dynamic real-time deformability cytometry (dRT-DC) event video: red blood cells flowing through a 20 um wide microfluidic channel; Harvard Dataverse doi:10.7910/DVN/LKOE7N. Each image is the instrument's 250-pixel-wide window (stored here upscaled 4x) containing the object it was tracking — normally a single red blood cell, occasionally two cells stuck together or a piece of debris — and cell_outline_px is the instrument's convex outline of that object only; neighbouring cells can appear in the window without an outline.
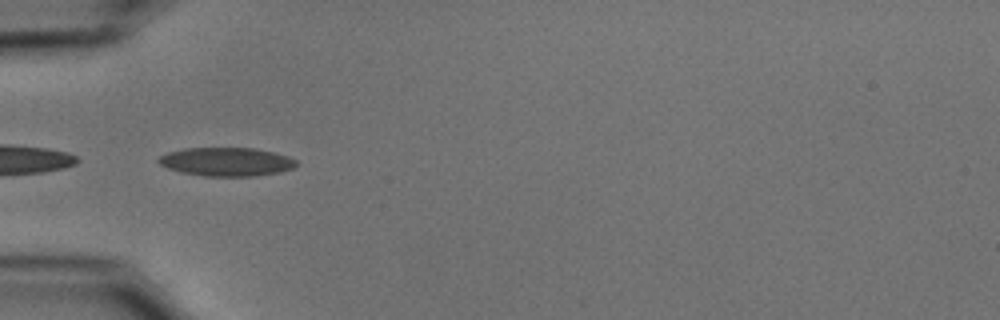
{"species": "common noctule bat (a hibernating species)", "species_latin": "Nyctalus noctula", "temperature_condition": "cold", "stored_images_in_passage": 18, "camera_frame_rate_fps": 3000, "um_per_image_px": 0.085, "animal": {"sex": "male", "body_mass_g": 15.6}, "frame": {"image": 1, "passage_image": 16, "time_ms": 5.0, "image_size_px": [1000, 320], "cell_outline_px": [[296, 164], [292, 168], [280, 172], [256, 176], [204, 176], [180, 172], [168, 168], [160, 164], [156, 160], [160, 156], [168, 152], [184, 148], [256, 148], [276, 152], [288, 156], [296, 160]], "centroid_in_image_um": [19.25, 13.74], "position_along_channel_um": 65.8, "area_um2": 23.06}}